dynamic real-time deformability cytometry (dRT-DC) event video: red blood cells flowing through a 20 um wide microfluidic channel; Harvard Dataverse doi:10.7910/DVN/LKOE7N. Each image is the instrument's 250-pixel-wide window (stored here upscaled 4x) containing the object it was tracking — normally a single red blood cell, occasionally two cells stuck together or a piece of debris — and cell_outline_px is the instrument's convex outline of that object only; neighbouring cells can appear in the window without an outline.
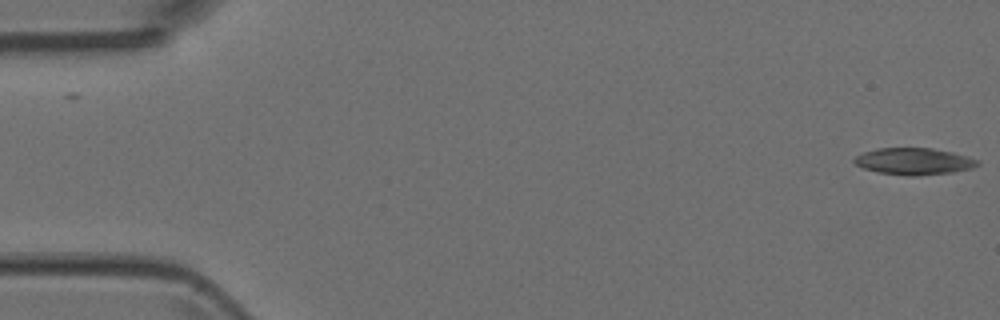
{"species": "Egyptian fruit bat (a non-hibernating species)", "species_latin": "Rousettus aegyptiacus", "temperature_condition": "room temperature", "stored_images_in_passage": 5, "camera_frame_rate_fps": 3000, "um_per_image_px": 0.085, "animal": {"sex": "female"}, "frame": {"image": 1, "passage_image": 1, "time_ms": 0.0, "image_size_px": [1000, 320], "cell_outline_px": [[980, 164], [972, 168], [952, 172], [916, 176], [908, 176], [880, 172], [864, 168], [856, 164], [852, 160], [856, 156], [864, 152], [880, 148], [932, 148], [952, 152], [968, 156], [980, 160]], "centroid_in_image_um": [77.72, 13.71], "position_along_channel_um": 7.3, "area_um2": 19.13}}
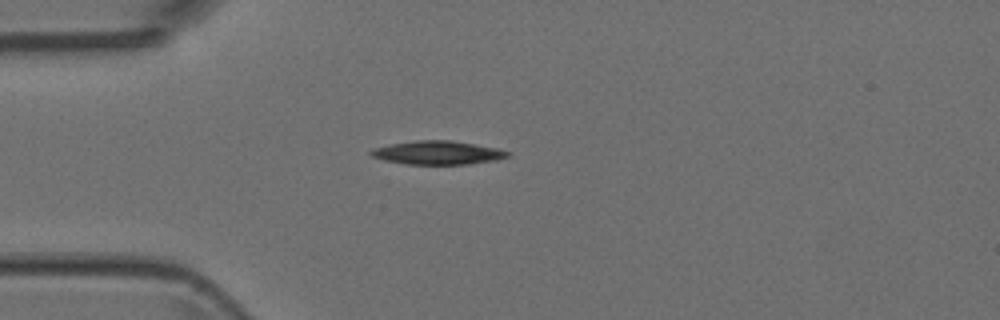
{"frame": {"image": 2, "passage_image": 5, "time_ms": 1.333, "image_size_px": [1000, 320], "cell_outline_px": [[512, 152], [508, 156], [496, 160], [468, 164], [408, 164], [384, 160], [372, 156], [368, 152], [372, 148], [388, 144], [416, 140], [452, 140], [496, 148]], "centroid_in_image_um": [37.18, 12.97], "position_along_channel_um": 47.8, "area_um2": 18.79}}